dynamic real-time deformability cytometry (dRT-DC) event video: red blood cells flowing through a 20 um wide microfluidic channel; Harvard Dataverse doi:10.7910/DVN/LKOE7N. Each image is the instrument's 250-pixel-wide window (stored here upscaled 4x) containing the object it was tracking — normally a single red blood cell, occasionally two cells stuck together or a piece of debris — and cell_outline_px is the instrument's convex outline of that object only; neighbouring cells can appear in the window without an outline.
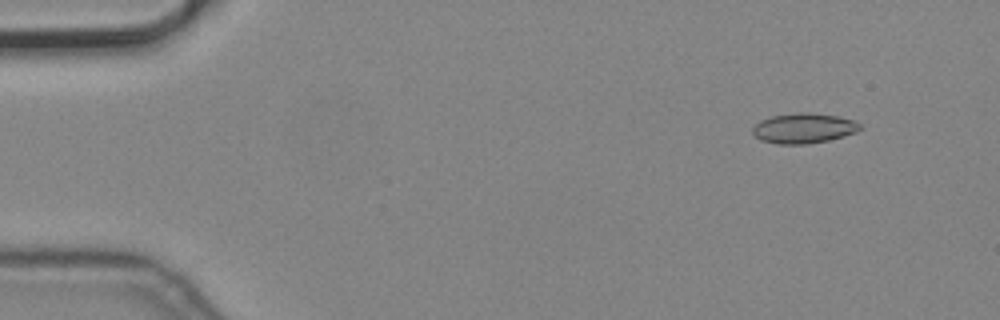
{"species": "common noctule bat (a hibernating species)", "species_latin": "Nyctalus noctula", "temperature_condition": "cold", "stored_images_in_passage": 17, "camera_frame_rate_fps": 3000, "um_per_image_px": 0.085, "animal": {"sex": "male", "body_mass_g": 19.2, "forearm_length_mm": 51.8}, "frame": {"image": 1, "passage_image": 6, "time_ms": 1.667, "image_size_px": [1000, 320], "cell_outline_px": [[864, 128], [856, 132], [844, 136], [828, 140], [804, 144], [780, 144], [760, 140], [752, 132], [752, 128], [760, 120], [772, 116], [800, 112], [808, 112], [840, 116], [856, 120]], "centroid_in_image_um": [68.36, 10.89], "position_along_channel_um": 16.6, "area_um2": 18.96}}
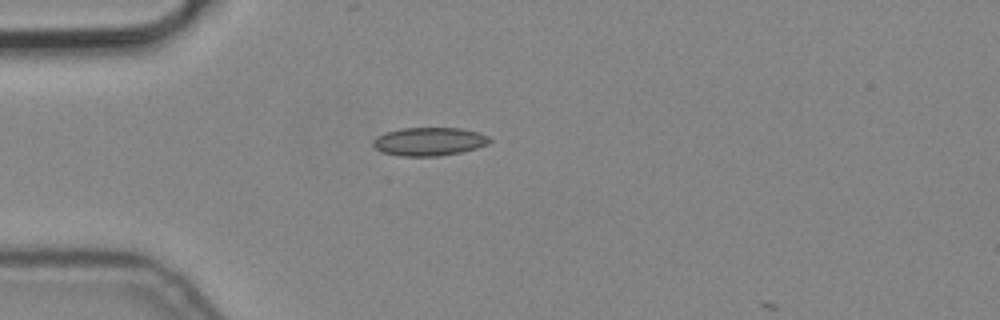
{"frame": {"image": 2, "passage_image": 16, "time_ms": 5.0, "image_size_px": [1000, 320], "cell_outline_px": [[492, 140], [488, 144], [476, 148], [460, 152], [440, 156], [400, 156], [384, 152], [376, 148], [372, 144], [372, 140], [376, 136], [384, 132], [400, 128], [460, 128], [480, 132], [488, 136]], "centroid_in_image_um": [36.47, 12.02], "position_along_channel_um": 48.5, "area_um2": 19.36}}